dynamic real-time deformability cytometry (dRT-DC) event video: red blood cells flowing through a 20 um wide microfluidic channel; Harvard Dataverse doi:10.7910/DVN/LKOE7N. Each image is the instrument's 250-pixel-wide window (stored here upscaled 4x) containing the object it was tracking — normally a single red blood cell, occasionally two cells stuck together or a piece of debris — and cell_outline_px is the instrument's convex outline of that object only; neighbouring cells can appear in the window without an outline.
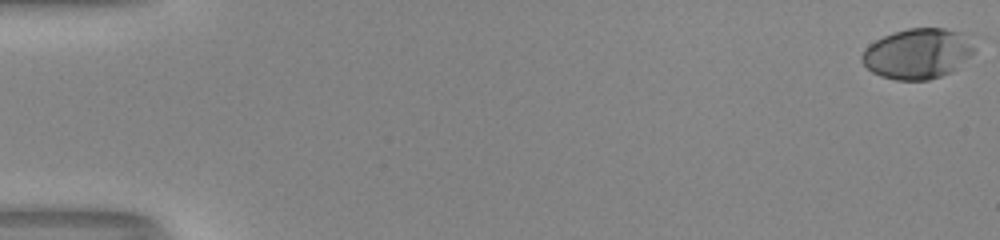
{"species": "human", "species_latin": "Homo sapiens", "temperature_condition": "room temperature", "stored_images_in_passage": 54, "camera_frame_rate_fps": 3000, "um_per_image_px": 0.085, "donor": {"sex": "male"}, "frame": {"image": 1, "passage_image": 1, "time_ms": 0.0, "image_size_px": [1000, 240], "cell_outline_px": [[972, 52], [968, 56], [948, 72], [940, 76], [928, 80], [896, 80], [880, 76], [872, 72], [860, 60], [860, 56], [864, 48], [868, 44], [884, 36], [908, 28], [944, 28], [960, 32], [972, 48]], "centroid_in_image_um": [77.87, 4.56], "position_along_channel_um": 7.1, "area_um2": 32.14}}
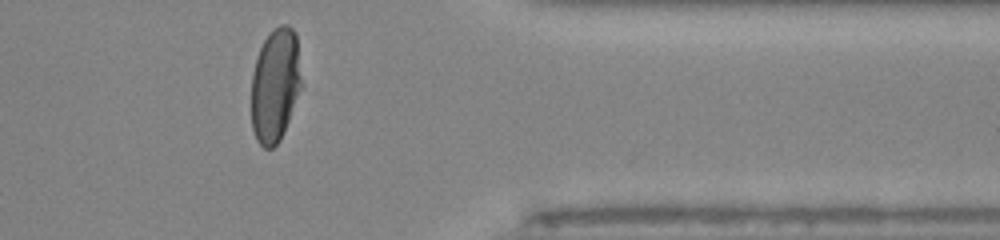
{"frame": {"image": 2, "passage_image": 45, "time_ms": 14.667, "image_size_px": [1000, 240], "cell_outline_px": [[300, 88], [288, 120], [280, 140], [272, 148], [264, 148], [256, 140], [252, 128], [252, 72], [260, 48], [264, 40], [280, 24], [288, 24], [296, 32], [300, 76]], "centroid_in_image_um": [23.37, 7.24], "position_along_channel_um": 388.0, "area_um2": 32.6}}
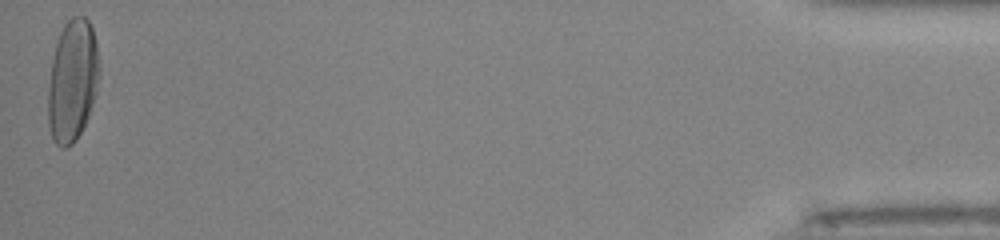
{"frame": {"image": 3, "passage_image": 54, "time_ms": 17.667, "image_size_px": [1000, 240], "cell_outline_px": [[100, 76], [96, 96], [88, 116], [76, 140], [68, 148], [60, 148], [52, 140], [48, 124], [48, 88], [52, 60], [56, 44], [60, 32], [64, 24], [72, 16], [84, 16], [88, 20], [92, 28], [96, 44], [100, 68]], "centroid_in_image_um": [6.16, 6.88], "position_along_channel_um": 429.0, "area_um2": 36.76}, "authors_computed_cell_mechanics": {"area_um2": 35.0268, "velocity_mm_per_s": 4.0298, "shape_relaxation_time_tau1_ms": 4.3851, "shape_relaxation_time_tau2_ms": null, "deformation_change_tau1": 0.2283, "deformation_change_tau2": null}}